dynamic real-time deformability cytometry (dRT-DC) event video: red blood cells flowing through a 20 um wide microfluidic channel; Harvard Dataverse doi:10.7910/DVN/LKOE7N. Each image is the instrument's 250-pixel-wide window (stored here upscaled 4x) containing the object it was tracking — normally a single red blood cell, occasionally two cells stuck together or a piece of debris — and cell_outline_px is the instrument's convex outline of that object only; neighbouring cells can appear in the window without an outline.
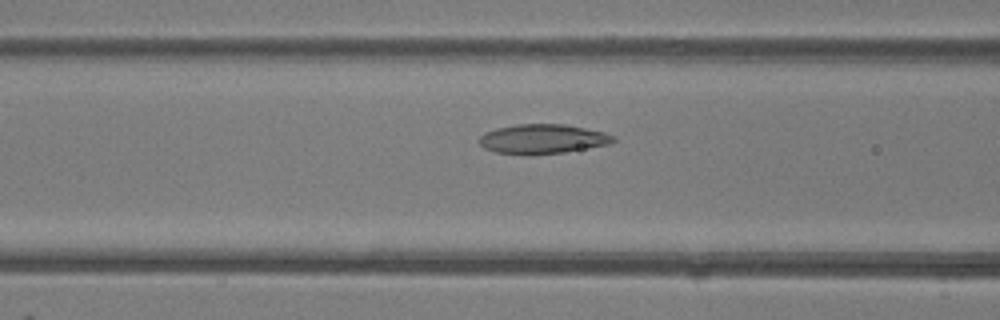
{"species": "common noctule bat (a hibernating species)", "species_latin": "Nyctalus noctula", "temperature_condition": "room temperature", "stored_images_in_passage": 12, "camera_frame_rate_fps": 3000, "um_per_image_px": 0.085, "animal": {"sex": "female"}, "frame": {"image": 1, "passage_image": 10, "time_ms": 3.0, "image_size_px": [1000, 320], "cell_outline_px": [[616, 140], [612, 144], [564, 152], [532, 156], [524, 156], [496, 152], [484, 148], [476, 140], [484, 132], [496, 128], [516, 124], [564, 124], [604, 132], [616, 136]], "centroid_in_image_um": [46.1, 11.83], "position_along_channel_um": 120.5, "area_um2": 23.58}}